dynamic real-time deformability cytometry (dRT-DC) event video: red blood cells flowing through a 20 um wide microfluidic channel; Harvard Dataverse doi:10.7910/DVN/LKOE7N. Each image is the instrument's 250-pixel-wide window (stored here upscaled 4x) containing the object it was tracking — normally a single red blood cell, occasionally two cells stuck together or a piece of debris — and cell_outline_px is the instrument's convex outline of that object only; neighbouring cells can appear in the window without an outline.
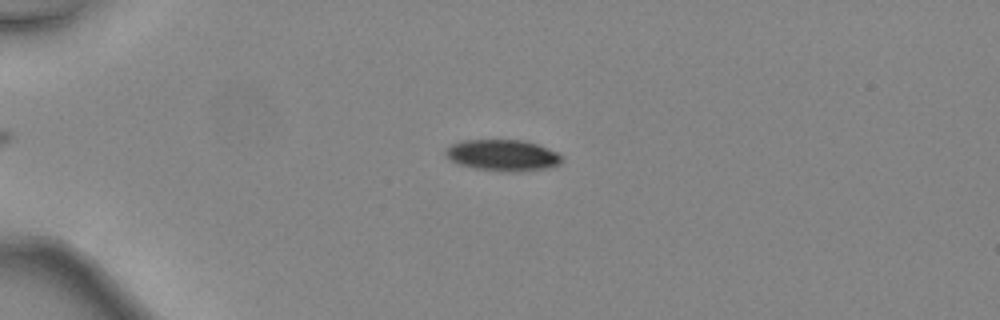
{"species": "common noctule bat (a hibernating species)", "species_latin": "Nyctalus noctula", "temperature_condition": "warm", "stored_images_in_passage": 42, "camera_frame_rate_fps": 3000, "um_per_image_px": 0.085, "animal": {"sex": "female", "body_mass_g": 24.6, "forearm_length_mm": 56.2}, "frame": {"image": 1, "passage_image": 13, "time_ms": 4.0, "image_size_px": [1000, 320], "cell_outline_px": [[564, 160], [560, 164], [548, 168], [524, 172], [500, 172], [472, 168], [456, 164], [444, 156], [444, 148], [460, 140], [524, 140], [536, 144], [556, 152]], "centroid_in_image_um": [42.67, 13.22], "position_along_channel_um": 42.3, "area_um2": 21.73}}
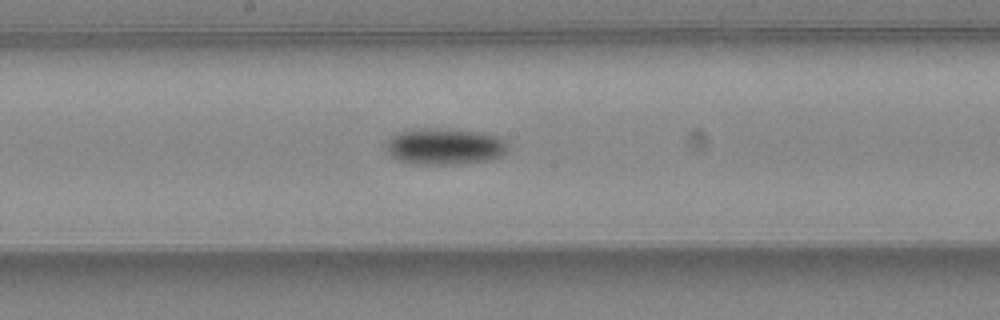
{"frame": {"image": 2, "passage_image": 27, "time_ms": 8.667, "image_size_px": [1000, 320], "cell_outline_px": [[508, 152], [492, 160], [460, 164], [416, 164], [396, 160], [384, 152], [384, 144], [396, 132], [420, 128], [456, 128], [484, 132], [496, 136], [504, 140], [508, 144]], "centroid_in_image_um": [37.78, 12.44], "position_along_channel_um": 210.4, "area_um2": 26.76}}
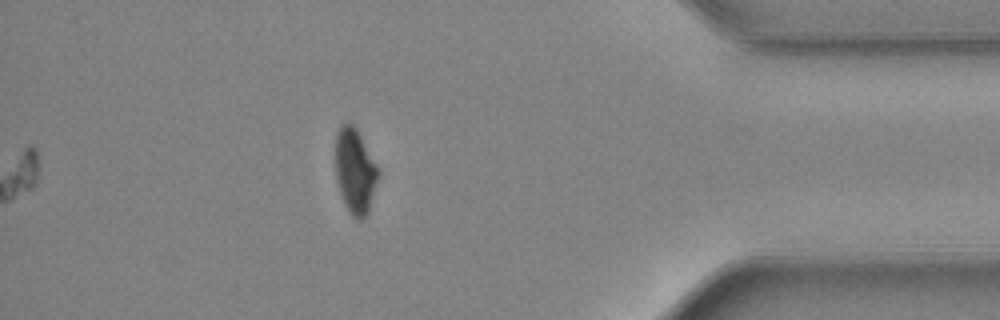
{"frame": {"image": 3, "passage_image": 42, "time_ms": 13.667, "image_size_px": [1000, 320], "cell_outline_px": [[380, 172], [368, 212], [360, 220], [352, 216], [344, 204], [336, 180], [336, 132], [340, 124], [352, 124], [356, 128], [380, 168]], "centroid_in_image_um": [30.19, 14.52], "position_along_channel_um": 405.0, "area_um2": 21.21}, "authors_computed_cell_mechanics": {"area_um2": 22.7732, "velocity_mm_per_s": 4.5664, "shape_relaxation_time_tau1_ms": 2.5603, "shape_relaxation_time_tau2_ms": null, "deformation_change_tau1": 0.113, "deformation_change_tau2": null}}